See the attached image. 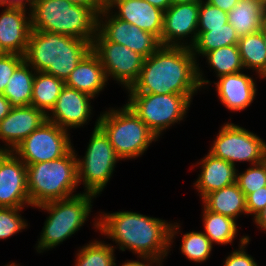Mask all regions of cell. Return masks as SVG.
Returning <instances> with one entry per match:
<instances>
[{"mask_svg": "<svg viewBox=\"0 0 266 266\" xmlns=\"http://www.w3.org/2000/svg\"><path fill=\"white\" fill-rule=\"evenodd\" d=\"M119 160L97 118L84 157H77L78 184H83L84 193L99 196Z\"/></svg>", "mask_w": 266, "mask_h": 266, "instance_id": "ba28073f", "label": "cell"}, {"mask_svg": "<svg viewBox=\"0 0 266 266\" xmlns=\"http://www.w3.org/2000/svg\"><path fill=\"white\" fill-rule=\"evenodd\" d=\"M25 207H0V239L5 240L28 227L22 218L21 211Z\"/></svg>", "mask_w": 266, "mask_h": 266, "instance_id": "836d02e7", "label": "cell"}, {"mask_svg": "<svg viewBox=\"0 0 266 266\" xmlns=\"http://www.w3.org/2000/svg\"><path fill=\"white\" fill-rule=\"evenodd\" d=\"M11 109L8 99L3 94H0V121L9 114Z\"/></svg>", "mask_w": 266, "mask_h": 266, "instance_id": "7bdbcfd3", "label": "cell"}, {"mask_svg": "<svg viewBox=\"0 0 266 266\" xmlns=\"http://www.w3.org/2000/svg\"><path fill=\"white\" fill-rule=\"evenodd\" d=\"M92 99L94 100L90 95L65 85L55 106L47 115V120L67 131L83 127L88 124L93 115Z\"/></svg>", "mask_w": 266, "mask_h": 266, "instance_id": "2e32d148", "label": "cell"}, {"mask_svg": "<svg viewBox=\"0 0 266 266\" xmlns=\"http://www.w3.org/2000/svg\"><path fill=\"white\" fill-rule=\"evenodd\" d=\"M236 183L245 197L266 186V159L261 163L250 165L242 173L237 170Z\"/></svg>", "mask_w": 266, "mask_h": 266, "instance_id": "d6a6232c", "label": "cell"}, {"mask_svg": "<svg viewBox=\"0 0 266 266\" xmlns=\"http://www.w3.org/2000/svg\"><path fill=\"white\" fill-rule=\"evenodd\" d=\"M266 0H239L228 13V23L236 31L239 38L260 31L264 20Z\"/></svg>", "mask_w": 266, "mask_h": 266, "instance_id": "603a6c76", "label": "cell"}, {"mask_svg": "<svg viewBox=\"0 0 266 266\" xmlns=\"http://www.w3.org/2000/svg\"><path fill=\"white\" fill-rule=\"evenodd\" d=\"M202 0H170L171 5L173 4H182V3H191V2H200Z\"/></svg>", "mask_w": 266, "mask_h": 266, "instance_id": "bcb514c9", "label": "cell"}, {"mask_svg": "<svg viewBox=\"0 0 266 266\" xmlns=\"http://www.w3.org/2000/svg\"><path fill=\"white\" fill-rule=\"evenodd\" d=\"M96 197L94 194L83 192L36 206L35 208L49 214L35 247L37 252L48 251L78 232L88 220L93 199Z\"/></svg>", "mask_w": 266, "mask_h": 266, "instance_id": "8992f818", "label": "cell"}, {"mask_svg": "<svg viewBox=\"0 0 266 266\" xmlns=\"http://www.w3.org/2000/svg\"><path fill=\"white\" fill-rule=\"evenodd\" d=\"M30 19L31 30L67 35L91 44L97 34L98 14L68 0H35Z\"/></svg>", "mask_w": 266, "mask_h": 266, "instance_id": "277c9868", "label": "cell"}, {"mask_svg": "<svg viewBox=\"0 0 266 266\" xmlns=\"http://www.w3.org/2000/svg\"><path fill=\"white\" fill-rule=\"evenodd\" d=\"M23 61L24 56L0 53V94H3L13 72Z\"/></svg>", "mask_w": 266, "mask_h": 266, "instance_id": "8d00e7d4", "label": "cell"}, {"mask_svg": "<svg viewBox=\"0 0 266 266\" xmlns=\"http://www.w3.org/2000/svg\"><path fill=\"white\" fill-rule=\"evenodd\" d=\"M3 8L0 14V53L24 56L31 32L30 12L22 8Z\"/></svg>", "mask_w": 266, "mask_h": 266, "instance_id": "ac0fdd59", "label": "cell"}, {"mask_svg": "<svg viewBox=\"0 0 266 266\" xmlns=\"http://www.w3.org/2000/svg\"><path fill=\"white\" fill-rule=\"evenodd\" d=\"M76 152L73 146L58 159L27 165L28 194L33 208L80 194H73L79 186Z\"/></svg>", "mask_w": 266, "mask_h": 266, "instance_id": "5b68a950", "label": "cell"}, {"mask_svg": "<svg viewBox=\"0 0 266 266\" xmlns=\"http://www.w3.org/2000/svg\"><path fill=\"white\" fill-rule=\"evenodd\" d=\"M198 20L199 2L170 5L164 12L161 46L191 48L197 39Z\"/></svg>", "mask_w": 266, "mask_h": 266, "instance_id": "5bb4252c", "label": "cell"}, {"mask_svg": "<svg viewBox=\"0 0 266 266\" xmlns=\"http://www.w3.org/2000/svg\"><path fill=\"white\" fill-rule=\"evenodd\" d=\"M126 104L159 139L163 131L184 120L191 102L179 94L129 93Z\"/></svg>", "mask_w": 266, "mask_h": 266, "instance_id": "9c48e42d", "label": "cell"}, {"mask_svg": "<svg viewBox=\"0 0 266 266\" xmlns=\"http://www.w3.org/2000/svg\"><path fill=\"white\" fill-rule=\"evenodd\" d=\"M238 49L244 68L266 78V46L261 31L239 38Z\"/></svg>", "mask_w": 266, "mask_h": 266, "instance_id": "83f0119b", "label": "cell"}, {"mask_svg": "<svg viewBox=\"0 0 266 266\" xmlns=\"http://www.w3.org/2000/svg\"><path fill=\"white\" fill-rule=\"evenodd\" d=\"M228 23V13L202 0L199 2L198 28H217Z\"/></svg>", "mask_w": 266, "mask_h": 266, "instance_id": "e575fe53", "label": "cell"}, {"mask_svg": "<svg viewBox=\"0 0 266 266\" xmlns=\"http://www.w3.org/2000/svg\"><path fill=\"white\" fill-rule=\"evenodd\" d=\"M212 144L209 153L234 166L237 162L255 165L266 159L265 140L229 121L221 126Z\"/></svg>", "mask_w": 266, "mask_h": 266, "instance_id": "30bf717a", "label": "cell"}, {"mask_svg": "<svg viewBox=\"0 0 266 266\" xmlns=\"http://www.w3.org/2000/svg\"><path fill=\"white\" fill-rule=\"evenodd\" d=\"M247 215L255 217L262 209L266 207V186L248 194L245 197Z\"/></svg>", "mask_w": 266, "mask_h": 266, "instance_id": "74e56055", "label": "cell"}, {"mask_svg": "<svg viewBox=\"0 0 266 266\" xmlns=\"http://www.w3.org/2000/svg\"><path fill=\"white\" fill-rule=\"evenodd\" d=\"M217 8L229 13L239 2V0H205Z\"/></svg>", "mask_w": 266, "mask_h": 266, "instance_id": "b9f144b4", "label": "cell"}, {"mask_svg": "<svg viewBox=\"0 0 266 266\" xmlns=\"http://www.w3.org/2000/svg\"><path fill=\"white\" fill-rule=\"evenodd\" d=\"M262 32V36H263V39H264V42H265V46H266V24L264 23L261 30Z\"/></svg>", "mask_w": 266, "mask_h": 266, "instance_id": "7dc6e473", "label": "cell"}, {"mask_svg": "<svg viewBox=\"0 0 266 266\" xmlns=\"http://www.w3.org/2000/svg\"><path fill=\"white\" fill-rule=\"evenodd\" d=\"M92 49L84 39L31 30L24 60L36 71L66 81L83 57Z\"/></svg>", "mask_w": 266, "mask_h": 266, "instance_id": "3957f363", "label": "cell"}, {"mask_svg": "<svg viewBox=\"0 0 266 266\" xmlns=\"http://www.w3.org/2000/svg\"><path fill=\"white\" fill-rule=\"evenodd\" d=\"M47 121V115L34 106L12 108L0 121V151L12 152L26 137ZM3 147V148H2Z\"/></svg>", "mask_w": 266, "mask_h": 266, "instance_id": "e0dca14e", "label": "cell"}, {"mask_svg": "<svg viewBox=\"0 0 266 266\" xmlns=\"http://www.w3.org/2000/svg\"><path fill=\"white\" fill-rule=\"evenodd\" d=\"M204 57H206L208 66L216 73L217 78L223 75L241 72L245 69L237 44L207 52Z\"/></svg>", "mask_w": 266, "mask_h": 266, "instance_id": "f546056e", "label": "cell"}, {"mask_svg": "<svg viewBox=\"0 0 266 266\" xmlns=\"http://www.w3.org/2000/svg\"><path fill=\"white\" fill-rule=\"evenodd\" d=\"M203 209V233L209 238L213 244H232L238 235V225L236 221L230 217L209 211L204 205Z\"/></svg>", "mask_w": 266, "mask_h": 266, "instance_id": "f1b7e54d", "label": "cell"}, {"mask_svg": "<svg viewBox=\"0 0 266 266\" xmlns=\"http://www.w3.org/2000/svg\"><path fill=\"white\" fill-rule=\"evenodd\" d=\"M73 4L85 6L93 9L97 14L107 7L108 0H68Z\"/></svg>", "mask_w": 266, "mask_h": 266, "instance_id": "f35d334b", "label": "cell"}, {"mask_svg": "<svg viewBox=\"0 0 266 266\" xmlns=\"http://www.w3.org/2000/svg\"><path fill=\"white\" fill-rule=\"evenodd\" d=\"M202 204L209 211L230 217L235 221L240 215L247 214L245 195L236 182L207 194L202 199Z\"/></svg>", "mask_w": 266, "mask_h": 266, "instance_id": "cb8c5ba5", "label": "cell"}, {"mask_svg": "<svg viewBox=\"0 0 266 266\" xmlns=\"http://www.w3.org/2000/svg\"><path fill=\"white\" fill-rule=\"evenodd\" d=\"M107 78L98 55L91 49L65 81V85L95 98L106 87Z\"/></svg>", "mask_w": 266, "mask_h": 266, "instance_id": "7402d4cb", "label": "cell"}, {"mask_svg": "<svg viewBox=\"0 0 266 266\" xmlns=\"http://www.w3.org/2000/svg\"><path fill=\"white\" fill-rule=\"evenodd\" d=\"M239 248L233 250L223 261V266H259L253 257L246 252V246L249 244L251 238L243 235L239 239Z\"/></svg>", "mask_w": 266, "mask_h": 266, "instance_id": "d590c367", "label": "cell"}, {"mask_svg": "<svg viewBox=\"0 0 266 266\" xmlns=\"http://www.w3.org/2000/svg\"><path fill=\"white\" fill-rule=\"evenodd\" d=\"M31 206L27 166L13 153L0 151V207Z\"/></svg>", "mask_w": 266, "mask_h": 266, "instance_id": "9a60e30c", "label": "cell"}, {"mask_svg": "<svg viewBox=\"0 0 266 266\" xmlns=\"http://www.w3.org/2000/svg\"><path fill=\"white\" fill-rule=\"evenodd\" d=\"M34 2L35 0H0V7L22 8L30 12Z\"/></svg>", "mask_w": 266, "mask_h": 266, "instance_id": "ab89813d", "label": "cell"}, {"mask_svg": "<svg viewBox=\"0 0 266 266\" xmlns=\"http://www.w3.org/2000/svg\"><path fill=\"white\" fill-rule=\"evenodd\" d=\"M98 126L109 138L120 161L141 157L152 142L158 141L127 104L100 113Z\"/></svg>", "mask_w": 266, "mask_h": 266, "instance_id": "52a82bcc", "label": "cell"}, {"mask_svg": "<svg viewBox=\"0 0 266 266\" xmlns=\"http://www.w3.org/2000/svg\"><path fill=\"white\" fill-rule=\"evenodd\" d=\"M70 133L47 120L12 152L27 166L64 156L72 147Z\"/></svg>", "mask_w": 266, "mask_h": 266, "instance_id": "8fae6325", "label": "cell"}, {"mask_svg": "<svg viewBox=\"0 0 266 266\" xmlns=\"http://www.w3.org/2000/svg\"><path fill=\"white\" fill-rule=\"evenodd\" d=\"M107 8L120 20L136 25L138 28L152 33L159 40L161 39L164 11L149 2L144 0H108Z\"/></svg>", "mask_w": 266, "mask_h": 266, "instance_id": "d6986e66", "label": "cell"}, {"mask_svg": "<svg viewBox=\"0 0 266 266\" xmlns=\"http://www.w3.org/2000/svg\"><path fill=\"white\" fill-rule=\"evenodd\" d=\"M197 162L200 167V174L193 185L201 200L209 193L222 189L236 182L237 169L226 160L217 158L208 152L205 157Z\"/></svg>", "mask_w": 266, "mask_h": 266, "instance_id": "44dd1931", "label": "cell"}, {"mask_svg": "<svg viewBox=\"0 0 266 266\" xmlns=\"http://www.w3.org/2000/svg\"><path fill=\"white\" fill-rule=\"evenodd\" d=\"M92 50L100 58L107 81L113 78L127 90L138 79L145 60L142 55L122 44L106 40L98 31Z\"/></svg>", "mask_w": 266, "mask_h": 266, "instance_id": "7c38bea8", "label": "cell"}, {"mask_svg": "<svg viewBox=\"0 0 266 266\" xmlns=\"http://www.w3.org/2000/svg\"><path fill=\"white\" fill-rule=\"evenodd\" d=\"M5 266H20V264L18 265L15 262H12V263L6 264Z\"/></svg>", "mask_w": 266, "mask_h": 266, "instance_id": "c3c4849f", "label": "cell"}, {"mask_svg": "<svg viewBox=\"0 0 266 266\" xmlns=\"http://www.w3.org/2000/svg\"><path fill=\"white\" fill-rule=\"evenodd\" d=\"M79 248L74 266H117L111 244L96 239Z\"/></svg>", "mask_w": 266, "mask_h": 266, "instance_id": "4dcf8cb0", "label": "cell"}, {"mask_svg": "<svg viewBox=\"0 0 266 266\" xmlns=\"http://www.w3.org/2000/svg\"><path fill=\"white\" fill-rule=\"evenodd\" d=\"M191 48L160 46L144 60L138 79L128 93L179 94L190 102L198 90L205 89V79Z\"/></svg>", "mask_w": 266, "mask_h": 266, "instance_id": "7a4b0ae2", "label": "cell"}, {"mask_svg": "<svg viewBox=\"0 0 266 266\" xmlns=\"http://www.w3.org/2000/svg\"><path fill=\"white\" fill-rule=\"evenodd\" d=\"M94 228L107 236L121 251L129 250L137 256L152 258L161 264L170 253L173 240L179 234V223H170L132 211L99 213Z\"/></svg>", "mask_w": 266, "mask_h": 266, "instance_id": "6da1fadb", "label": "cell"}, {"mask_svg": "<svg viewBox=\"0 0 266 266\" xmlns=\"http://www.w3.org/2000/svg\"><path fill=\"white\" fill-rule=\"evenodd\" d=\"M144 1L149 2L151 5H153L154 7L158 8L164 12L171 5L170 0H144Z\"/></svg>", "mask_w": 266, "mask_h": 266, "instance_id": "f6af8a7d", "label": "cell"}, {"mask_svg": "<svg viewBox=\"0 0 266 266\" xmlns=\"http://www.w3.org/2000/svg\"><path fill=\"white\" fill-rule=\"evenodd\" d=\"M65 86V81L45 72H36L31 106L48 115L56 104V101Z\"/></svg>", "mask_w": 266, "mask_h": 266, "instance_id": "4316f807", "label": "cell"}, {"mask_svg": "<svg viewBox=\"0 0 266 266\" xmlns=\"http://www.w3.org/2000/svg\"><path fill=\"white\" fill-rule=\"evenodd\" d=\"M242 72L220 76L214 82L218 98L232 112L243 111L249 107L257 93L256 80Z\"/></svg>", "mask_w": 266, "mask_h": 266, "instance_id": "ffe728a7", "label": "cell"}, {"mask_svg": "<svg viewBox=\"0 0 266 266\" xmlns=\"http://www.w3.org/2000/svg\"><path fill=\"white\" fill-rule=\"evenodd\" d=\"M35 74L36 71L25 60L15 69L3 92L12 108L31 105Z\"/></svg>", "mask_w": 266, "mask_h": 266, "instance_id": "d4e9b609", "label": "cell"}, {"mask_svg": "<svg viewBox=\"0 0 266 266\" xmlns=\"http://www.w3.org/2000/svg\"><path fill=\"white\" fill-rule=\"evenodd\" d=\"M197 39L191 47L197 61L199 56L221 47L238 44L239 37L230 23L217 28H197ZM199 55V56H198Z\"/></svg>", "mask_w": 266, "mask_h": 266, "instance_id": "484cf974", "label": "cell"}, {"mask_svg": "<svg viewBox=\"0 0 266 266\" xmlns=\"http://www.w3.org/2000/svg\"><path fill=\"white\" fill-rule=\"evenodd\" d=\"M264 20H265V24H266V2H265Z\"/></svg>", "mask_w": 266, "mask_h": 266, "instance_id": "681fc988", "label": "cell"}, {"mask_svg": "<svg viewBox=\"0 0 266 266\" xmlns=\"http://www.w3.org/2000/svg\"><path fill=\"white\" fill-rule=\"evenodd\" d=\"M253 219L257 228L266 232V207L262 209Z\"/></svg>", "mask_w": 266, "mask_h": 266, "instance_id": "ee69618b", "label": "cell"}, {"mask_svg": "<svg viewBox=\"0 0 266 266\" xmlns=\"http://www.w3.org/2000/svg\"><path fill=\"white\" fill-rule=\"evenodd\" d=\"M97 31L106 40L122 44L145 59L161 46L155 35L120 20L107 7L98 14Z\"/></svg>", "mask_w": 266, "mask_h": 266, "instance_id": "4fadbf2b", "label": "cell"}, {"mask_svg": "<svg viewBox=\"0 0 266 266\" xmlns=\"http://www.w3.org/2000/svg\"><path fill=\"white\" fill-rule=\"evenodd\" d=\"M180 251L185 257L196 263L206 261L212 252L213 245L202 232H187L182 236Z\"/></svg>", "mask_w": 266, "mask_h": 266, "instance_id": "1f68e13d", "label": "cell"}, {"mask_svg": "<svg viewBox=\"0 0 266 266\" xmlns=\"http://www.w3.org/2000/svg\"><path fill=\"white\" fill-rule=\"evenodd\" d=\"M140 260H138L137 256V261L136 260H127L124 263H122L120 266H163L160 262L149 258V257H144V256H139Z\"/></svg>", "mask_w": 266, "mask_h": 266, "instance_id": "60d3db41", "label": "cell"}]
</instances>
